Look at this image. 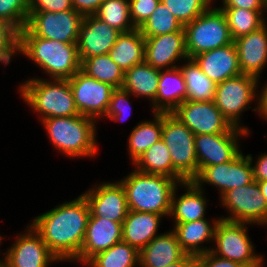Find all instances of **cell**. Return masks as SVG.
<instances>
[{
    "label": "cell",
    "instance_id": "9a60e30c",
    "mask_svg": "<svg viewBox=\"0 0 267 267\" xmlns=\"http://www.w3.org/2000/svg\"><path fill=\"white\" fill-rule=\"evenodd\" d=\"M172 114L195 135L227 133L234 128L216 107L214 100H185Z\"/></svg>",
    "mask_w": 267,
    "mask_h": 267
},
{
    "label": "cell",
    "instance_id": "ee69618b",
    "mask_svg": "<svg viewBox=\"0 0 267 267\" xmlns=\"http://www.w3.org/2000/svg\"><path fill=\"white\" fill-rule=\"evenodd\" d=\"M197 261L203 267H245L242 264H239L232 260L218 257L215 254H213L211 251L198 255Z\"/></svg>",
    "mask_w": 267,
    "mask_h": 267
},
{
    "label": "cell",
    "instance_id": "ab89813d",
    "mask_svg": "<svg viewBox=\"0 0 267 267\" xmlns=\"http://www.w3.org/2000/svg\"><path fill=\"white\" fill-rule=\"evenodd\" d=\"M17 54H19V31L8 22L0 20V65L7 67Z\"/></svg>",
    "mask_w": 267,
    "mask_h": 267
},
{
    "label": "cell",
    "instance_id": "83f0119b",
    "mask_svg": "<svg viewBox=\"0 0 267 267\" xmlns=\"http://www.w3.org/2000/svg\"><path fill=\"white\" fill-rule=\"evenodd\" d=\"M108 55L124 73L133 66L144 62L145 38L139 28L121 32Z\"/></svg>",
    "mask_w": 267,
    "mask_h": 267
},
{
    "label": "cell",
    "instance_id": "f907efd6",
    "mask_svg": "<svg viewBox=\"0 0 267 267\" xmlns=\"http://www.w3.org/2000/svg\"><path fill=\"white\" fill-rule=\"evenodd\" d=\"M258 185L261 189V194L265 197L267 203V180L265 181H257Z\"/></svg>",
    "mask_w": 267,
    "mask_h": 267
},
{
    "label": "cell",
    "instance_id": "8fae6325",
    "mask_svg": "<svg viewBox=\"0 0 267 267\" xmlns=\"http://www.w3.org/2000/svg\"><path fill=\"white\" fill-rule=\"evenodd\" d=\"M83 16L74 9L60 12H28L19 35H35L44 39L77 44Z\"/></svg>",
    "mask_w": 267,
    "mask_h": 267
},
{
    "label": "cell",
    "instance_id": "bcb514c9",
    "mask_svg": "<svg viewBox=\"0 0 267 267\" xmlns=\"http://www.w3.org/2000/svg\"><path fill=\"white\" fill-rule=\"evenodd\" d=\"M247 156L252 164L253 179L255 181L267 180V152L258 154L256 160L251 154H247Z\"/></svg>",
    "mask_w": 267,
    "mask_h": 267
},
{
    "label": "cell",
    "instance_id": "8992f818",
    "mask_svg": "<svg viewBox=\"0 0 267 267\" xmlns=\"http://www.w3.org/2000/svg\"><path fill=\"white\" fill-rule=\"evenodd\" d=\"M260 83V80L255 76L240 74L216 85L214 98L216 107L233 127L243 129L249 134L252 131L247 125L241 123L242 114L249 109L257 114ZM251 103L256 106H251Z\"/></svg>",
    "mask_w": 267,
    "mask_h": 267
},
{
    "label": "cell",
    "instance_id": "e575fe53",
    "mask_svg": "<svg viewBox=\"0 0 267 267\" xmlns=\"http://www.w3.org/2000/svg\"><path fill=\"white\" fill-rule=\"evenodd\" d=\"M81 70L90 77L110 84L114 88H122L123 86L124 72L108 54L84 59L81 62Z\"/></svg>",
    "mask_w": 267,
    "mask_h": 267
},
{
    "label": "cell",
    "instance_id": "b9f144b4",
    "mask_svg": "<svg viewBox=\"0 0 267 267\" xmlns=\"http://www.w3.org/2000/svg\"><path fill=\"white\" fill-rule=\"evenodd\" d=\"M161 0H129L130 19L135 28H140L157 8Z\"/></svg>",
    "mask_w": 267,
    "mask_h": 267
},
{
    "label": "cell",
    "instance_id": "f1b7e54d",
    "mask_svg": "<svg viewBox=\"0 0 267 267\" xmlns=\"http://www.w3.org/2000/svg\"><path fill=\"white\" fill-rule=\"evenodd\" d=\"M160 71L145 61L133 66L124 73L122 88L128 91L134 98L150 100L151 104L156 99L158 91Z\"/></svg>",
    "mask_w": 267,
    "mask_h": 267
},
{
    "label": "cell",
    "instance_id": "836d02e7",
    "mask_svg": "<svg viewBox=\"0 0 267 267\" xmlns=\"http://www.w3.org/2000/svg\"><path fill=\"white\" fill-rule=\"evenodd\" d=\"M86 267H139V251L123 241L93 256Z\"/></svg>",
    "mask_w": 267,
    "mask_h": 267
},
{
    "label": "cell",
    "instance_id": "4fadbf2b",
    "mask_svg": "<svg viewBox=\"0 0 267 267\" xmlns=\"http://www.w3.org/2000/svg\"><path fill=\"white\" fill-rule=\"evenodd\" d=\"M68 80L80 115L92 118L97 122L105 120L111 94L115 88L90 77L81 69Z\"/></svg>",
    "mask_w": 267,
    "mask_h": 267
},
{
    "label": "cell",
    "instance_id": "ac0fdd59",
    "mask_svg": "<svg viewBox=\"0 0 267 267\" xmlns=\"http://www.w3.org/2000/svg\"><path fill=\"white\" fill-rule=\"evenodd\" d=\"M144 38V61L156 69L177 68L188 59L184 30Z\"/></svg>",
    "mask_w": 267,
    "mask_h": 267
},
{
    "label": "cell",
    "instance_id": "4316f807",
    "mask_svg": "<svg viewBox=\"0 0 267 267\" xmlns=\"http://www.w3.org/2000/svg\"><path fill=\"white\" fill-rule=\"evenodd\" d=\"M164 216L150 212L130 211L122 223V241L139 252L157 235Z\"/></svg>",
    "mask_w": 267,
    "mask_h": 267
},
{
    "label": "cell",
    "instance_id": "ffe728a7",
    "mask_svg": "<svg viewBox=\"0 0 267 267\" xmlns=\"http://www.w3.org/2000/svg\"><path fill=\"white\" fill-rule=\"evenodd\" d=\"M122 241V223L89 216L83 245L72 263L85 265L96 254Z\"/></svg>",
    "mask_w": 267,
    "mask_h": 267
},
{
    "label": "cell",
    "instance_id": "5b68a950",
    "mask_svg": "<svg viewBox=\"0 0 267 267\" xmlns=\"http://www.w3.org/2000/svg\"><path fill=\"white\" fill-rule=\"evenodd\" d=\"M34 62L49 79H70L81 69L77 44L19 35V55Z\"/></svg>",
    "mask_w": 267,
    "mask_h": 267
},
{
    "label": "cell",
    "instance_id": "3957f363",
    "mask_svg": "<svg viewBox=\"0 0 267 267\" xmlns=\"http://www.w3.org/2000/svg\"><path fill=\"white\" fill-rule=\"evenodd\" d=\"M17 87L23 102L38 116L39 121L80 115L68 79L34 76L28 77Z\"/></svg>",
    "mask_w": 267,
    "mask_h": 267
},
{
    "label": "cell",
    "instance_id": "7c38bea8",
    "mask_svg": "<svg viewBox=\"0 0 267 267\" xmlns=\"http://www.w3.org/2000/svg\"><path fill=\"white\" fill-rule=\"evenodd\" d=\"M241 150L231 161L204 167L192 180L200 189L206 184L215 186L219 199L229 190L249 185L254 181L253 169L249 157Z\"/></svg>",
    "mask_w": 267,
    "mask_h": 267
},
{
    "label": "cell",
    "instance_id": "44dd1931",
    "mask_svg": "<svg viewBox=\"0 0 267 267\" xmlns=\"http://www.w3.org/2000/svg\"><path fill=\"white\" fill-rule=\"evenodd\" d=\"M233 42L237 48L241 73L262 79L263 70L267 67V22Z\"/></svg>",
    "mask_w": 267,
    "mask_h": 267
},
{
    "label": "cell",
    "instance_id": "d6986e66",
    "mask_svg": "<svg viewBox=\"0 0 267 267\" xmlns=\"http://www.w3.org/2000/svg\"><path fill=\"white\" fill-rule=\"evenodd\" d=\"M120 33L94 15L84 16L79 26L77 41L80 61L93 56L108 54Z\"/></svg>",
    "mask_w": 267,
    "mask_h": 267
},
{
    "label": "cell",
    "instance_id": "603a6c76",
    "mask_svg": "<svg viewBox=\"0 0 267 267\" xmlns=\"http://www.w3.org/2000/svg\"><path fill=\"white\" fill-rule=\"evenodd\" d=\"M192 59L216 85L228 78L242 74L234 42L225 47L198 54Z\"/></svg>",
    "mask_w": 267,
    "mask_h": 267
},
{
    "label": "cell",
    "instance_id": "681fc988",
    "mask_svg": "<svg viewBox=\"0 0 267 267\" xmlns=\"http://www.w3.org/2000/svg\"><path fill=\"white\" fill-rule=\"evenodd\" d=\"M197 262V256L192 254H186L183 258L175 263H172L166 267H193Z\"/></svg>",
    "mask_w": 267,
    "mask_h": 267
},
{
    "label": "cell",
    "instance_id": "7402d4cb",
    "mask_svg": "<svg viewBox=\"0 0 267 267\" xmlns=\"http://www.w3.org/2000/svg\"><path fill=\"white\" fill-rule=\"evenodd\" d=\"M184 188V193L179 192L178 188ZM206 189H200L193 181L180 183L174 190L171 202L169 218L173 224L196 221L206 218L209 199L205 193ZM208 203V204H207Z\"/></svg>",
    "mask_w": 267,
    "mask_h": 267
},
{
    "label": "cell",
    "instance_id": "7dc6e473",
    "mask_svg": "<svg viewBox=\"0 0 267 267\" xmlns=\"http://www.w3.org/2000/svg\"><path fill=\"white\" fill-rule=\"evenodd\" d=\"M73 9L83 17L94 15L104 0H71Z\"/></svg>",
    "mask_w": 267,
    "mask_h": 267
},
{
    "label": "cell",
    "instance_id": "484cf974",
    "mask_svg": "<svg viewBox=\"0 0 267 267\" xmlns=\"http://www.w3.org/2000/svg\"><path fill=\"white\" fill-rule=\"evenodd\" d=\"M185 100L187 91L181 68L161 70L156 99L150 104V112L172 113Z\"/></svg>",
    "mask_w": 267,
    "mask_h": 267
},
{
    "label": "cell",
    "instance_id": "7a4b0ae2",
    "mask_svg": "<svg viewBox=\"0 0 267 267\" xmlns=\"http://www.w3.org/2000/svg\"><path fill=\"white\" fill-rule=\"evenodd\" d=\"M52 148L71 159L98 155L97 121L83 116L51 117L40 121Z\"/></svg>",
    "mask_w": 267,
    "mask_h": 267
},
{
    "label": "cell",
    "instance_id": "f5cc1de1",
    "mask_svg": "<svg viewBox=\"0 0 267 267\" xmlns=\"http://www.w3.org/2000/svg\"><path fill=\"white\" fill-rule=\"evenodd\" d=\"M3 238L5 239L6 236L0 234V247H1V245H2V242H1V241L4 240ZM2 251H4V250H0V252H1L0 255H3V256H4L5 254H3V253H5V252H2Z\"/></svg>",
    "mask_w": 267,
    "mask_h": 267
},
{
    "label": "cell",
    "instance_id": "f546056e",
    "mask_svg": "<svg viewBox=\"0 0 267 267\" xmlns=\"http://www.w3.org/2000/svg\"><path fill=\"white\" fill-rule=\"evenodd\" d=\"M136 170L171 177L179 183L186 180L173 168L169 149L162 139L155 142L133 163Z\"/></svg>",
    "mask_w": 267,
    "mask_h": 267
},
{
    "label": "cell",
    "instance_id": "f35d334b",
    "mask_svg": "<svg viewBox=\"0 0 267 267\" xmlns=\"http://www.w3.org/2000/svg\"><path fill=\"white\" fill-rule=\"evenodd\" d=\"M29 0H0V20L13 25L19 32L25 28Z\"/></svg>",
    "mask_w": 267,
    "mask_h": 267
},
{
    "label": "cell",
    "instance_id": "60d3db41",
    "mask_svg": "<svg viewBox=\"0 0 267 267\" xmlns=\"http://www.w3.org/2000/svg\"><path fill=\"white\" fill-rule=\"evenodd\" d=\"M131 94L124 88H115L111 94L108 110L104 118L115 122H125L132 113Z\"/></svg>",
    "mask_w": 267,
    "mask_h": 267
},
{
    "label": "cell",
    "instance_id": "cb8c5ba5",
    "mask_svg": "<svg viewBox=\"0 0 267 267\" xmlns=\"http://www.w3.org/2000/svg\"><path fill=\"white\" fill-rule=\"evenodd\" d=\"M216 218V219H215ZM221 217H214L212 221L204 218L196 221L173 224L172 230L177 241L187 254L195 256L211 251L208 243H213L215 229ZM204 244H208L204 246Z\"/></svg>",
    "mask_w": 267,
    "mask_h": 267
},
{
    "label": "cell",
    "instance_id": "277c9868",
    "mask_svg": "<svg viewBox=\"0 0 267 267\" xmlns=\"http://www.w3.org/2000/svg\"><path fill=\"white\" fill-rule=\"evenodd\" d=\"M118 181L124 188L130 211L169 217L172 195L180 184L178 181L165 175L143 173L135 168Z\"/></svg>",
    "mask_w": 267,
    "mask_h": 267
},
{
    "label": "cell",
    "instance_id": "2e32d148",
    "mask_svg": "<svg viewBox=\"0 0 267 267\" xmlns=\"http://www.w3.org/2000/svg\"><path fill=\"white\" fill-rule=\"evenodd\" d=\"M12 243L4 251L12 267H49L60 262L30 223Z\"/></svg>",
    "mask_w": 267,
    "mask_h": 267
},
{
    "label": "cell",
    "instance_id": "8d00e7d4",
    "mask_svg": "<svg viewBox=\"0 0 267 267\" xmlns=\"http://www.w3.org/2000/svg\"><path fill=\"white\" fill-rule=\"evenodd\" d=\"M94 16L120 32L135 29L130 19L129 0H104Z\"/></svg>",
    "mask_w": 267,
    "mask_h": 267
},
{
    "label": "cell",
    "instance_id": "f6af8a7d",
    "mask_svg": "<svg viewBox=\"0 0 267 267\" xmlns=\"http://www.w3.org/2000/svg\"><path fill=\"white\" fill-rule=\"evenodd\" d=\"M220 1V0H219ZM214 2H217L214 0ZM219 8H244L246 10H267L266 0H222Z\"/></svg>",
    "mask_w": 267,
    "mask_h": 267
},
{
    "label": "cell",
    "instance_id": "816d5d0a",
    "mask_svg": "<svg viewBox=\"0 0 267 267\" xmlns=\"http://www.w3.org/2000/svg\"><path fill=\"white\" fill-rule=\"evenodd\" d=\"M0 267H12V266L10 262L4 256H2V258H0Z\"/></svg>",
    "mask_w": 267,
    "mask_h": 267
},
{
    "label": "cell",
    "instance_id": "6da1fadb",
    "mask_svg": "<svg viewBox=\"0 0 267 267\" xmlns=\"http://www.w3.org/2000/svg\"><path fill=\"white\" fill-rule=\"evenodd\" d=\"M89 216L88 202L80 194L39 214L30 224L61 263H71L80 254Z\"/></svg>",
    "mask_w": 267,
    "mask_h": 267
},
{
    "label": "cell",
    "instance_id": "74e56055",
    "mask_svg": "<svg viewBox=\"0 0 267 267\" xmlns=\"http://www.w3.org/2000/svg\"><path fill=\"white\" fill-rule=\"evenodd\" d=\"M184 26L205 12L214 0H161Z\"/></svg>",
    "mask_w": 267,
    "mask_h": 267
},
{
    "label": "cell",
    "instance_id": "d6a6232c",
    "mask_svg": "<svg viewBox=\"0 0 267 267\" xmlns=\"http://www.w3.org/2000/svg\"><path fill=\"white\" fill-rule=\"evenodd\" d=\"M220 9L226 16L229 31L233 40L258 30L267 22V10H246L244 8Z\"/></svg>",
    "mask_w": 267,
    "mask_h": 267
},
{
    "label": "cell",
    "instance_id": "e0dca14e",
    "mask_svg": "<svg viewBox=\"0 0 267 267\" xmlns=\"http://www.w3.org/2000/svg\"><path fill=\"white\" fill-rule=\"evenodd\" d=\"M83 192L90 208V215L123 223L129 212L126 194L122 184L116 180L106 181Z\"/></svg>",
    "mask_w": 267,
    "mask_h": 267
},
{
    "label": "cell",
    "instance_id": "4dcf8cb0",
    "mask_svg": "<svg viewBox=\"0 0 267 267\" xmlns=\"http://www.w3.org/2000/svg\"><path fill=\"white\" fill-rule=\"evenodd\" d=\"M152 120L137 123L130 131L127 140V153L132 164L149 147L162 138L163 113H151Z\"/></svg>",
    "mask_w": 267,
    "mask_h": 267
},
{
    "label": "cell",
    "instance_id": "30bf717a",
    "mask_svg": "<svg viewBox=\"0 0 267 267\" xmlns=\"http://www.w3.org/2000/svg\"><path fill=\"white\" fill-rule=\"evenodd\" d=\"M219 200L217 206L229 213L220 215L221 219L267 227V203L257 181L231 189Z\"/></svg>",
    "mask_w": 267,
    "mask_h": 267
},
{
    "label": "cell",
    "instance_id": "ba28073f",
    "mask_svg": "<svg viewBox=\"0 0 267 267\" xmlns=\"http://www.w3.org/2000/svg\"><path fill=\"white\" fill-rule=\"evenodd\" d=\"M245 222H234L220 219L218 222L211 252L218 257L232 260L245 267H264V255L258 254L249 237Z\"/></svg>",
    "mask_w": 267,
    "mask_h": 267
},
{
    "label": "cell",
    "instance_id": "7bdbcfd3",
    "mask_svg": "<svg viewBox=\"0 0 267 267\" xmlns=\"http://www.w3.org/2000/svg\"><path fill=\"white\" fill-rule=\"evenodd\" d=\"M71 9V0H29L28 12H60Z\"/></svg>",
    "mask_w": 267,
    "mask_h": 267
},
{
    "label": "cell",
    "instance_id": "d590c367",
    "mask_svg": "<svg viewBox=\"0 0 267 267\" xmlns=\"http://www.w3.org/2000/svg\"><path fill=\"white\" fill-rule=\"evenodd\" d=\"M139 30L144 37H154L184 30V26L173 15L170 9L167 8L162 1H160L157 8L142 24Z\"/></svg>",
    "mask_w": 267,
    "mask_h": 267
},
{
    "label": "cell",
    "instance_id": "52a82bcc",
    "mask_svg": "<svg viewBox=\"0 0 267 267\" xmlns=\"http://www.w3.org/2000/svg\"><path fill=\"white\" fill-rule=\"evenodd\" d=\"M211 5L192 22L184 25L188 58L233 43L224 12ZM213 6V7H212Z\"/></svg>",
    "mask_w": 267,
    "mask_h": 267
},
{
    "label": "cell",
    "instance_id": "9c48e42d",
    "mask_svg": "<svg viewBox=\"0 0 267 267\" xmlns=\"http://www.w3.org/2000/svg\"><path fill=\"white\" fill-rule=\"evenodd\" d=\"M161 139L169 149L173 168L192 181L198 175L195 134L172 113H163Z\"/></svg>",
    "mask_w": 267,
    "mask_h": 267
},
{
    "label": "cell",
    "instance_id": "5bb4252c",
    "mask_svg": "<svg viewBox=\"0 0 267 267\" xmlns=\"http://www.w3.org/2000/svg\"><path fill=\"white\" fill-rule=\"evenodd\" d=\"M248 135V132L237 127L227 133L195 135L198 173L204 167L231 161L242 150L240 140Z\"/></svg>",
    "mask_w": 267,
    "mask_h": 267
},
{
    "label": "cell",
    "instance_id": "d4e9b609",
    "mask_svg": "<svg viewBox=\"0 0 267 267\" xmlns=\"http://www.w3.org/2000/svg\"><path fill=\"white\" fill-rule=\"evenodd\" d=\"M187 253L170 228L153 238L139 252V267H166L183 258Z\"/></svg>",
    "mask_w": 267,
    "mask_h": 267
},
{
    "label": "cell",
    "instance_id": "db71d44e",
    "mask_svg": "<svg viewBox=\"0 0 267 267\" xmlns=\"http://www.w3.org/2000/svg\"><path fill=\"white\" fill-rule=\"evenodd\" d=\"M193 267H203L198 261L194 264Z\"/></svg>",
    "mask_w": 267,
    "mask_h": 267
},
{
    "label": "cell",
    "instance_id": "c3c4849f",
    "mask_svg": "<svg viewBox=\"0 0 267 267\" xmlns=\"http://www.w3.org/2000/svg\"><path fill=\"white\" fill-rule=\"evenodd\" d=\"M257 115L267 122V80L258 89Z\"/></svg>",
    "mask_w": 267,
    "mask_h": 267
},
{
    "label": "cell",
    "instance_id": "1f68e13d",
    "mask_svg": "<svg viewBox=\"0 0 267 267\" xmlns=\"http://www.w3.org/2000/svg\"><path fill=\"white\" fill-rule=\"evenodd\" d=\"M182 63L179 67L185 78L187 100H214L216 84L202 72L193 59L188 58Z\"/></svg>",
    "mask_w": 267,
    "mask_h": 267
}]
</instances>
